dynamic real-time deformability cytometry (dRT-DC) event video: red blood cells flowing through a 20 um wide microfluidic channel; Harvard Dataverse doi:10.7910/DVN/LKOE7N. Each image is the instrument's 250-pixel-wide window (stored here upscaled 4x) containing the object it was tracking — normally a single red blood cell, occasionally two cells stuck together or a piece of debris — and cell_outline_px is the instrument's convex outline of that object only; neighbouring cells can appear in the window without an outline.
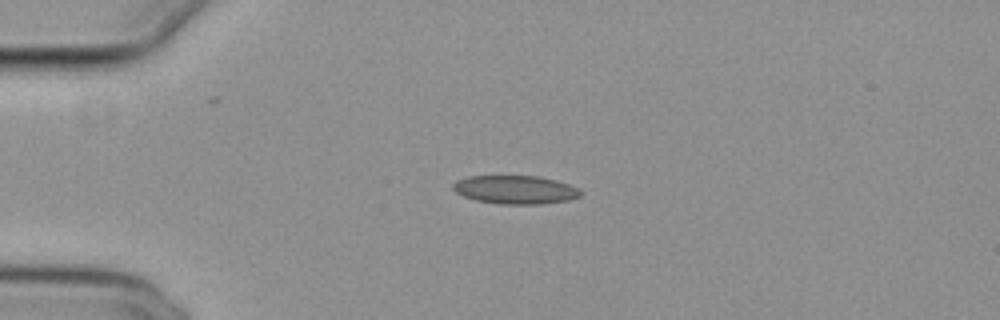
{"species": "common noctule bat (a hibernating species)", "species_latin": "Nyctalus noctula", "temperature_condition": "cold", "stored_images_in_passage": 41, "camera_frame_rate_fps": 3000, "um_per_image_px": 0.085, "animal": {"sex": "female", "body_mass_g": 29.2, "forearm_length_mm": 56.3}, "frame": {"image": 1, "passage_image": 1, "time_ms": 0.0, "image_size_px": [1000, 320], "cell_outline_px": [[584, 192], [580, 196], [568, 200], [540, 204], [500, 204], [476, 200], [464, 196], [456, 192], [452, 188], [452, 184], [456, 180], [468, 176], [536, 176], [556, 180], [568, 184]], "centroid_in_image_um": [43.79, 16.12], "position_along_channel_um": 41.2, "area_um2": 21.1}}
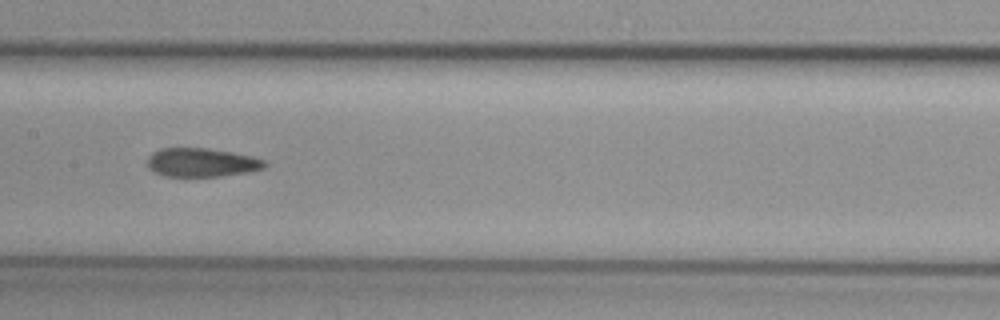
{"frame": {"image": 2, "passage_image": 15, "time_ms": 4.667, "image_size_px": [1000, 320], "cell_outline_px": [[268, 164], [264, 168], [248, 172], [220, 176], [164, 176], [152, 172], [148, 168], [148, 156], [152, 152], [160, 148], [208, 148], [232, 152], [252, 156], [264, 160]], "centroid_in_image_um": [17.12, 13.81], "position_along_channel_um": 190.3, "area_um2": 19.77}}
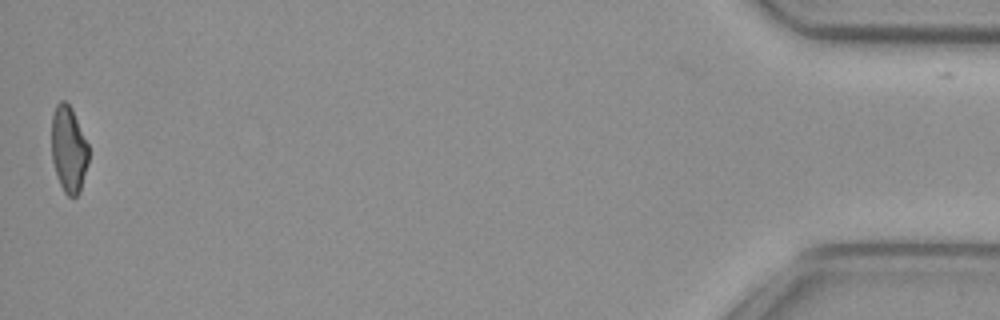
{"frame": {"image": 3, "passage_image": 41, "time_ms": 13.333, "image_size_px": [1000, 320], "cell_outline_px": [[88, 164], [80, 192], [76, 196], [68, 196], [64, 192], [56, 176], [52, 160], [52, 116], [56, 104], [60, 100], [64, 100], [72, 108], [88, 144]], "centroid_in_image_um": [5.84, 12.69], "position_along_channel_um": 429.4, "area_um2": 18.73}, "authors_computed_cell_mechanics": {"area_um2": 20.3456, "velocity_mm_per_s": 3.8582, "shape_relaxation_time_tau1_ms": null, "shape_relaxation_time_tau2_ms": 2.4616, "deformation_change_tau1": null, "deformation_change_tau2": 0.0729}}